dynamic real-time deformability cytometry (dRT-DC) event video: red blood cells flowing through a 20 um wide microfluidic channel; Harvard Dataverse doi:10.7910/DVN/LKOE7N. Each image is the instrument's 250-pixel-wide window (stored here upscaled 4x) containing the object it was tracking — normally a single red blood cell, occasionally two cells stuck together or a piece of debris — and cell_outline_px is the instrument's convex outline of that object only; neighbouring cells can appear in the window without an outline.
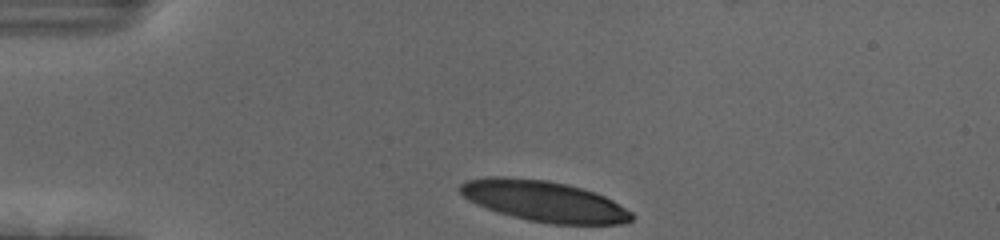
{"species": "human", "species_latin": "Homo sapiens", "temperature_condition": "cold", "stored_images_in_passage": 34, "camera_frame_rate_fps": 3000, "um_per_image_px": 0.085, "donor": {"sex": "female"}, "frame": {"image": 1, "passage_image": 1, "time_ms": 0.0, "image_size_px": [1000, 240], "cell_outline_px": [[636, 216], [632, 220], [620, 224], [552, 224], [528, 220], [512, 216], [476, 204], [468, 200], [460, 192], [460, 184], [468, 180], [492, 176], [504, 176], [548, 180], [568, 184], [596, 192], [612, 200], [632, 212]], "centroid_in_image_um": [46.27, 17.09], "position_along_channel_um": 38.7, "area_um2": 40.75}}
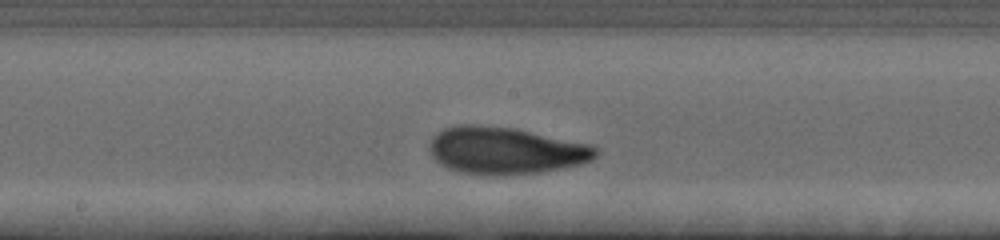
{"frame": {"image": 2, "passage_image": 18, "time_ms": 5.667, "image_size_px": [1000, 240], "cell_outline_px": [[600, 152], [592, 160], [580, 164], [560, 168], [536, 172], [496, 176], [492, 176], [460, 172], [448, 168], [440, 164], [432, 156], [428, 148], [428, 144], [432, 136], [444, 128], [460, 124], [476, 124], [516, 128], [588, 144], [596, 148]], "centroid_in_image_um": [42.91, 12.79], "position_along_channel_um": 205.3, "area_um2": 45.78}}
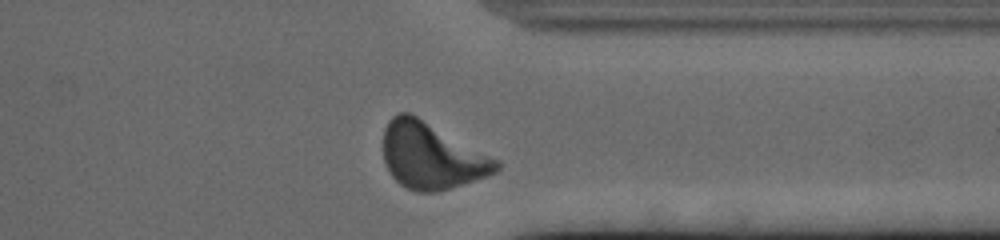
{"frame": {"image": 3, "passage_image": 32, "time_ms": 10.333, "image_size_px": [1000, 240], "cell_outline_px": [[500, 168], [496, 172], [488, 176], [464, 184], [436, 192], [416, 192], [400, 184], [392, 176], [384, 160], [384, 128], [388, 120], [392, 116], [400, 112], [408, 112], [416, 116], [500, 160]], "centroid_in_image_um": [36.69, 13.26], "position_along_channel_um": 374.7, "area_um2": 43.41}, "authors_computed_cell_mechanics": {"area_um2": 43.2055, "velocity_mm_per_s": 3.666, "shape_relaxation_time_tau1_ms": 3.3817, "shape_relaxation_time_tau2_ms": 1.7697, "deformation_change_tau1": 0.1597, "deformation_change_tau2": 0.0852}}